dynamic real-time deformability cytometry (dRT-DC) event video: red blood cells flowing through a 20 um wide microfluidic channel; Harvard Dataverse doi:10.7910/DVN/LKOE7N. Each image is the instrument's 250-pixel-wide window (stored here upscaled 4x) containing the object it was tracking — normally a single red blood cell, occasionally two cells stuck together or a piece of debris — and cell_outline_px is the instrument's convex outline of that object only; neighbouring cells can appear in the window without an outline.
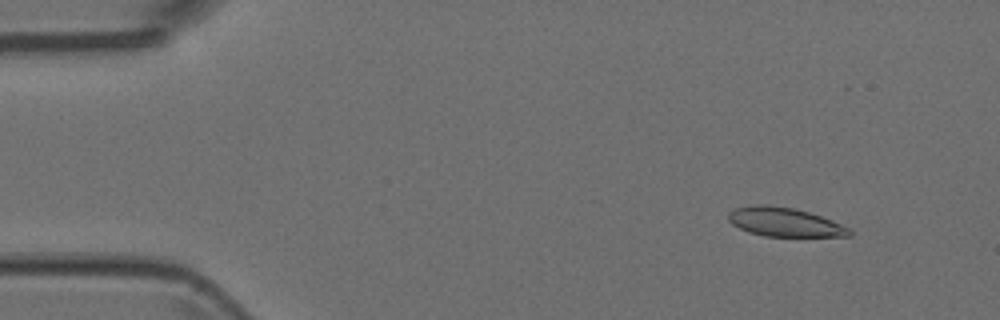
{"species": "Egyptian fruit bat (a non-hibernating species)", "species_latin": "Rousettus aegyptiacus", "temperature_condition": "room temperature", "stored_images_in_passage": 3, "camera_frame_rate_fps": 3000, "um_per_image_px": 0.085, "animal": {"sex": "female"}, "frame": {"image": 1, "passage_image": 1, "time_ms": 0.0, "image_size_px": [1000, 320], "cell_outline_px": [[852, 236], [764, 236], [748, 232], [732, 224], [728, 220], [728, 212], [736, 208], [752, 204], [768, 204], [792, 208], [808, 212], [832, 220], [848, 228], [852, 232]], "centroid_in_image_um": [66.65, 18.87], "position_along_channel_um": 18.4, "area_um2": 20.35}}
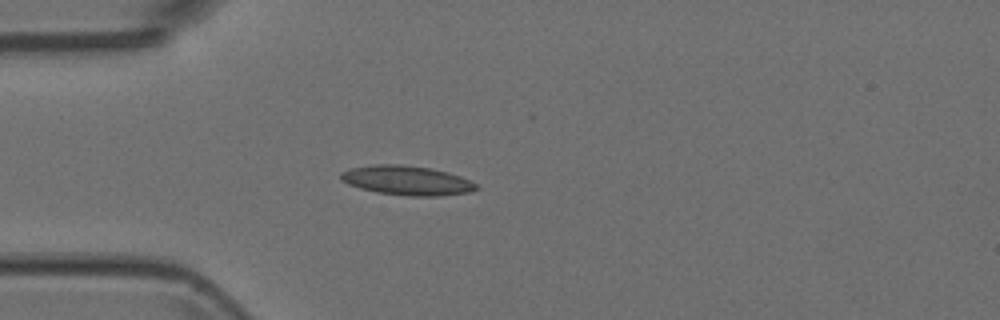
{"frame": {"image": 2, "passage_image": 3, "time_ms": 0.667, "image_size_px": [1000, 320], "cell_outline_px": [[480, 188], [468, 192], [440, 196], [412, 196], [376, 192], [360, 188], [348, 184], [340, 180], [340, 172], [352, 168], [376, 164], [400, 164], [432, 168], [448, 172], [460, 176], [476, 184]], "centroid_in_image_um": [34.57, 15.33], "position_along_channel_um": 50.4, "area_um2": 23.18}}